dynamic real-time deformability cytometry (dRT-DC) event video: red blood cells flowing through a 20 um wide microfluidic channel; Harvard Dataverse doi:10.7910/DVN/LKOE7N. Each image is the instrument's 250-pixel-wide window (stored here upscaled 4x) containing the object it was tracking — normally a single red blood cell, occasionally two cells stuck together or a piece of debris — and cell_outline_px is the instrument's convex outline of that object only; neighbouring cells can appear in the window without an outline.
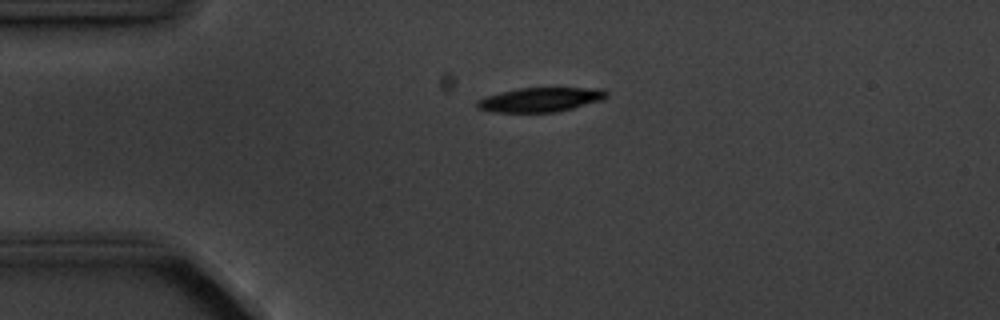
{"species": "common noctule bat (a hibernating species)", "species_latin": "Nyctalus noctula", "temperature_condition": "cold", "stored_images_in_passage": 5, "camera_frame_rate_fps": 3000, "um_per_image_px": 0.085, "animal": {"sex": "male", "body_mass_g": 20.1, "forearm_length_mm": 53.5}, "frame": {"image": 1, "passage_image": 3, "time_ms": 2.333, "image_size_px": [1000, 320], "cell_outline_px": [[608, 96], [604, 100], [556, 112], [492, 112], [476, 108], [476, 100], [484, 96], [500, 92], [520, 88], [604, 88], [608, 92]], "centroid_in_image_um": [45.93, 8.47], "position_along_channel_um": 39.1, "area_um2": 18.55}}